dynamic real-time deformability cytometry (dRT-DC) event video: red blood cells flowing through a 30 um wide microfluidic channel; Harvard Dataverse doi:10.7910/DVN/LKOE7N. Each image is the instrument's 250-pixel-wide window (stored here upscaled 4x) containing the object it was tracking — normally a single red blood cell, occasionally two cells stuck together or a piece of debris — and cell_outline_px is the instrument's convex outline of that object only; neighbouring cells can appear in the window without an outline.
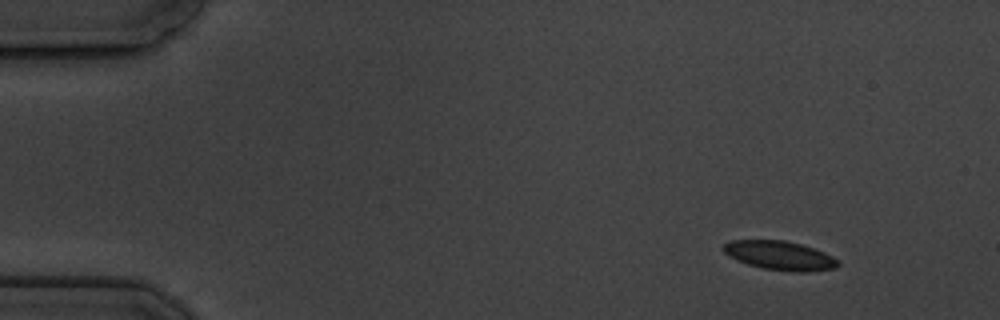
{"species": "common noctule bat (a hibernating species)", "species_latin": "Nyctalus noctula", "temperature_condition": "cold", "stored_images_in_passage": 4, "camera_frame_rate_fps": 3000, "um_per_image_px": 0.085, "animal": {"sex": "male", "body_mass_g": 19.5, "forearm_length_mm": 54.6}, "frame": {"image": 1, "passage_image": 1, "time_ms": 0.0, "image_size_px": [1000, 320], "cell_outline_px": [[840, 264], [836, 268], [808, 272], [792, 272], [760, 268], [736, 260], [728, 256], [720, 248], [724, 244], [732, 240], [784, 240], [800, 244], [824, 252], [840, 260]], "centroid_in_image_um": [66.28, 21.73], "position_along_channel_um": 18.7, "area_um2": 19.59}}
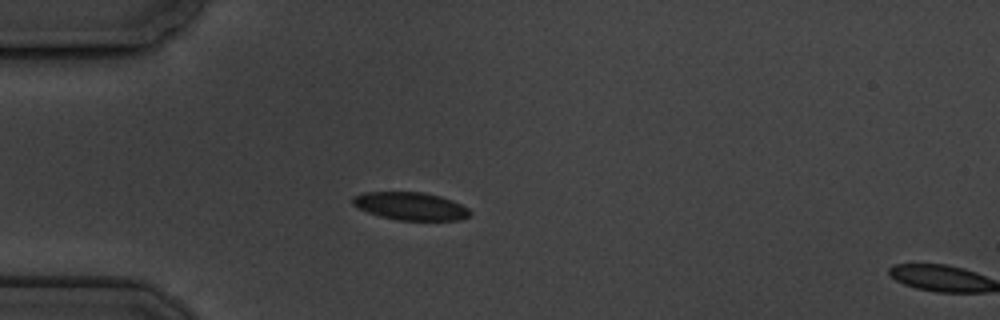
{"frame": {"image": 2, "passage_image": 3, "time_ms": 3.333, "image_size_px": [1000, 320], "cell_outline_px": [[472, 212], [468, 216], [460, 220], [400, 220], [380, 216], [368, 212], [352, 204], [352, 196], [364, 192], [420, 192], [440, 196], [452, 200], [468, 208]], "centroid_in_image_um": [34.89, 17.52], "position_along_channel_um": 50.1, "area_um2": 18.9}}